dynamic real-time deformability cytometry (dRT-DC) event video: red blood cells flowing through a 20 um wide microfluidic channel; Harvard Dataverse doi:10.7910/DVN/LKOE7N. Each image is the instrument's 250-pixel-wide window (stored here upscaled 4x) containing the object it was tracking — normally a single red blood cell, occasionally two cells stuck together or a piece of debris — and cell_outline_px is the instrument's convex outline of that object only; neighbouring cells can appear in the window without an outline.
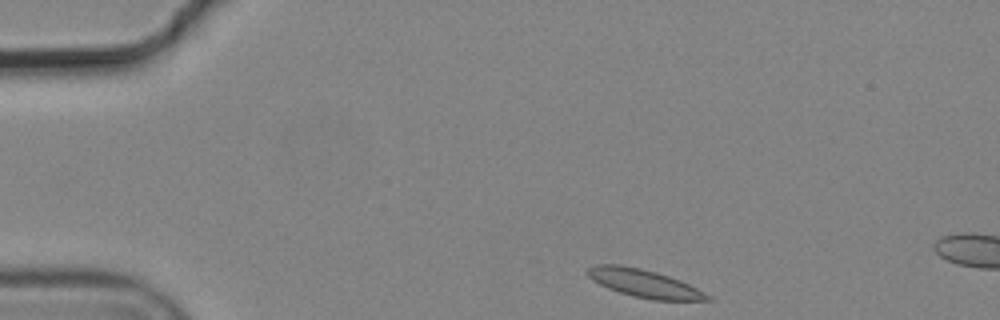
{"species": "common noctule bat (a hibernating species)", "species_latin": "Nyctalus noctula", "temperature_condition": "cold", "stored_images_in_passage": 2, "camera_frame_rate_fps": 3000, "um_per_image_px": 0.085, "animal": {"sex": "male", "body_mass_g": 19.2, "forearm_length_mm": 51.8}, "frame": {"image": 1, "passage_image": 1, "time_ms": 0.0, "image_size_px": [1000, 320], "cell_outline_px": [[712, 300], [652, 300], [632, 296], [608, 288], [592, 280], [584, 272], [588, 268], [596, 264], [616, 264], [640, 268], [656, 272], [680, 280], [712, 296]], "centroid_in_image_um": [54.73, 24.08], "position_along_channel_um": 30.3, "area_um2": 19.42}}